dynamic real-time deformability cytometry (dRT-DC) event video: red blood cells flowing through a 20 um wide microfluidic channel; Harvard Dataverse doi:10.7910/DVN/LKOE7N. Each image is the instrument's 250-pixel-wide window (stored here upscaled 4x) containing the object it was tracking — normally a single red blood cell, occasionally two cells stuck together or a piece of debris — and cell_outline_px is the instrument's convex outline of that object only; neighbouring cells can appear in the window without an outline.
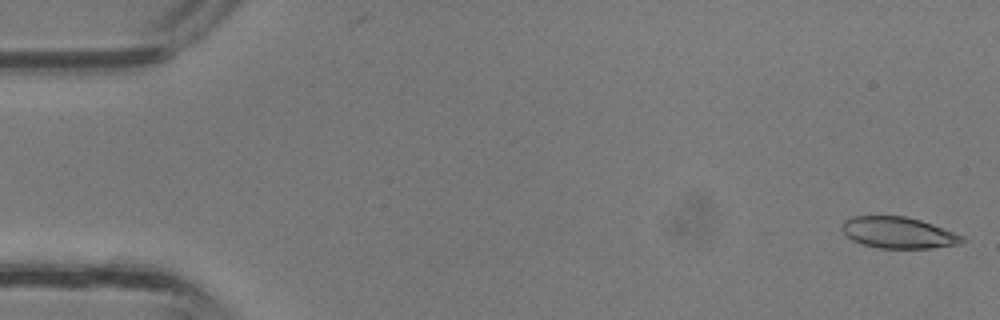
{"species": "common noctule bat (a hibernating species)", "species_latin": "Nyctalus noctula", "temperature_condition": "room temperature", "stored_images_in_passage": 36, "camera_frame_rate_fps": 3000, "um_per_image_px": 0.085, "animal": {"sex": "male", "body_mass_g": 13.3}, "frame": {"image": 1, "passage_image": 1, "time_ms": 0.0, "image_size_px": [1000, 320], "cell_outline_px": [[968, 240], [956, 244], [928, 248], [880, 248], [864, 244], [852, 240], [840, 228], [844, 220], [852, 216], [904, 216], [920, 220], [932, 224], [964, 236]], "centroid_in_image_um": [76.35, 19.77], "position_along_channel_um": 8.7, "area_um2": 21.73}}
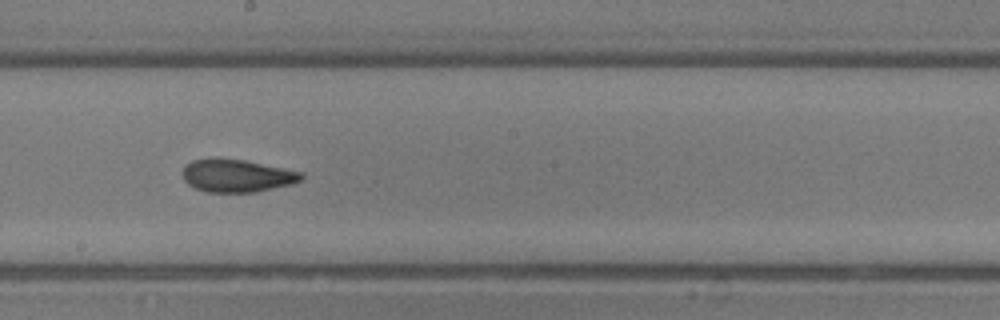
{"frame": {"image": 2, "passage_image": 20, "time_ms": 6.333, "image_size_px": [1000, 320], "cell_outline_px": [[304, 176], [300, 180], [292, 184], [256, 192], [208, 192], [196, 188], [188, 184], [184, 180], [184, 164], [192, 160], [216, 156], [244, 160], [304, 172]], "centroid_in_image_um": [20.13, 14.91], "position_along_channel_um": 228.1, "area_um2": 22.95}}
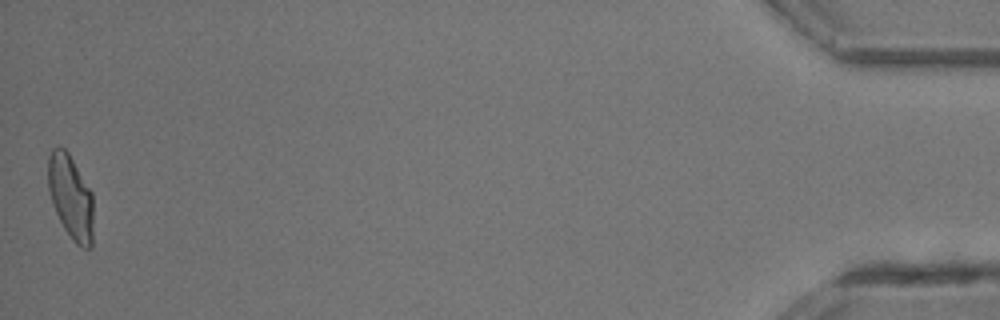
{"frame": {"image": 3, "passage_image": 36, "time_ms": 11.667, "image_size_px": [1000, 320], "cell_outline_px": [[92, 248], [84, 248], [76, 244], [72, 240], [64, 228], [52, 204], [48, 188], [48, 156], [52, 148], [60, 144], [68, 152], [92, 192]], "centroid_in_image_um": [5.99, 16.71], "position_along_channel_um": 429.2, "area_um2": 22.25}}